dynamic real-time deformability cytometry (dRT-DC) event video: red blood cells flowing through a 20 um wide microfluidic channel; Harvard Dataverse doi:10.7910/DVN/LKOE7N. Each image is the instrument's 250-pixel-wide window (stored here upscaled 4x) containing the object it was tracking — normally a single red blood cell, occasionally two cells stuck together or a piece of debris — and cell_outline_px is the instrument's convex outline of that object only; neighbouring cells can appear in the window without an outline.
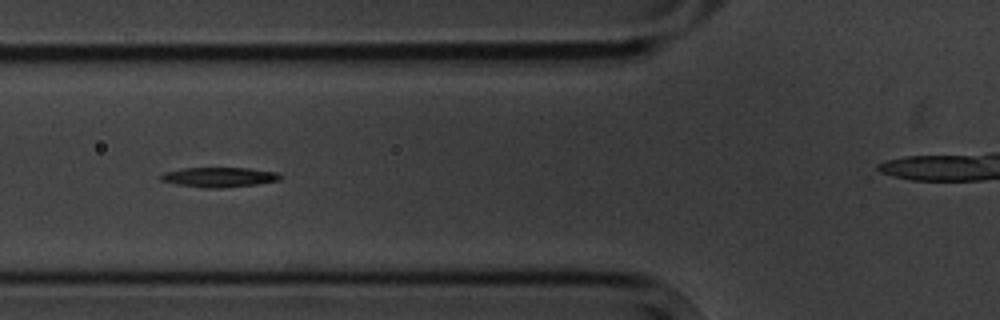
{"species": "common noctule bat (a hibernating species)", "species_latin": "Nyctalus noctula", "temperature_condition": "cold", "stored_images_in_passage": 8, "segment_of_instrument_passage": [1, 2], "camera_frame_rate_fps": 3000, "um_per_image_px": 0.085, "animal": {"sex": "male", "body_mass_g": 20.1, "forearm_length_mm": 53.5}, "frame": {"image": 1, "passage_image": 5, "time_ms": 4.667, "image_size_px": [1000, 320], "cell_outline_px": [[280, 180], [256, 184], [220, 188], [204, 188], [176, 184], [160, 180], [160, 176], [164, 172], [184, 168], [248, 168], [276, 172], [280, 176]], "centroid_in_image_um": [18.59, 15.06], "position_along_channel_um": 107.2, "area_um2": 13.64}}
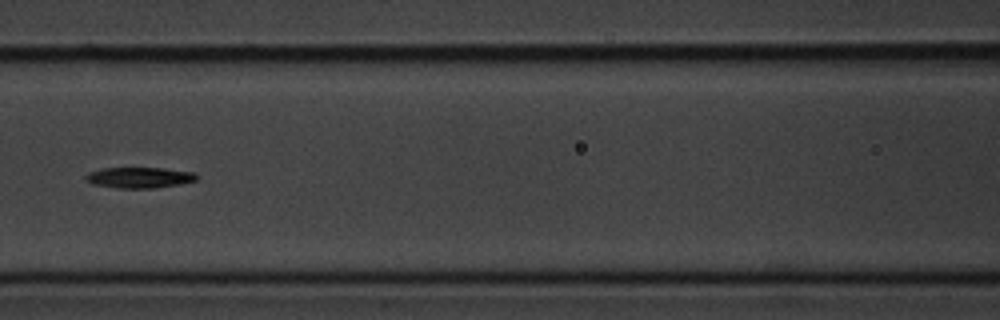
{"frame": {"image": 2, "passage_image": 6, "time_ms": 6.0, "image_size_px": [1000, 320], "cell_outline_px": [[200, 176], [196, 180], [180, 184], [152, 188], [120, 188], [92, 184], [84, 180], [84, 176], [88, 172], [104, 168], [164, 168], [192, 172]], "centroid_in_image_um": [11.82, 15.09], "position_along_channel_um": 154.8, "area_um2": 13.47}}
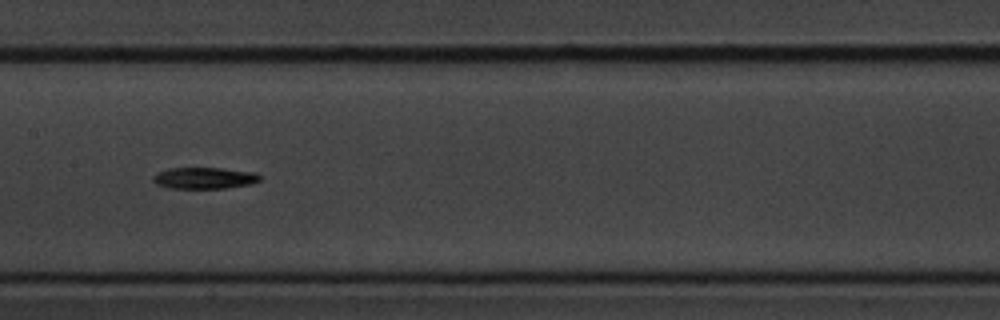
{"frame": {"image": 3, "passage_image": 7, "time_ms": 7.0, "image_size_px": [1000, 320], "cell_outline_px": [[260, 180], [252, 184], [224, 188], [168, 188], [156, 184], [152, 180], [152, 176], [156, 172], [168, 168], [224, 168], [256, 172], [260, 176]], "centroid_in_image_um": [17.35, 15.13], "position_along_channel_um": 190.1, "area_um2": 13.53}}